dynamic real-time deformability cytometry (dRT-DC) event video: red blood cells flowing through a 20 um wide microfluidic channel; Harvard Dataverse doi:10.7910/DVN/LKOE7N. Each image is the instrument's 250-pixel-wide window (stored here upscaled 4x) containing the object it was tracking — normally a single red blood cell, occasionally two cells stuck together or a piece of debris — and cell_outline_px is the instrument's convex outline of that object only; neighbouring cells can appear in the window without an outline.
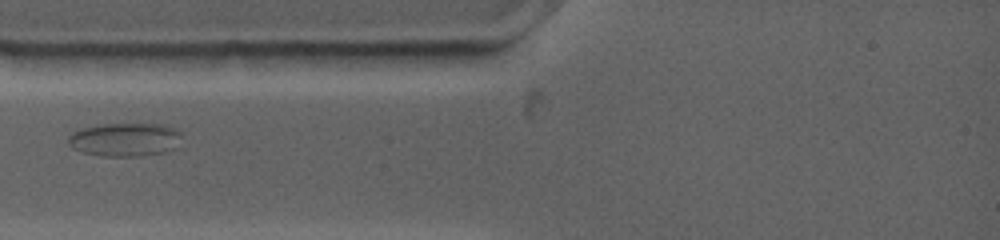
{"species": "common noctule bat (a hibernating species)", "species_latin": "Nyctalus noctula", "temperature_condition": "warm", "stored_images_in_passage": 18, "camera_frame_rate_fps": 4500, "um_per_image_px": 0.085, "animal": {"sex": "female", "body_mass_g": 19.0, "forearm_length_mm": 53.3}, "frame": {"image": 1, "passage_image": 1, "time_ms": 0.0, "image_size_px": [1000, 240], "cell_outline_px": [[180, 136], [176, 148], [164, 152], [140, 156], [100, 156], [80, 152], [72, 148], [68, 144], [68, 136], [72, 132], [80, 128], [96, 124], [164, 124], [176, 128], [180, 132]], "centroid_in_image_um": [10.58, 11.86], "position_along_channel_um": 74.4, "area_um2": 22.48}}
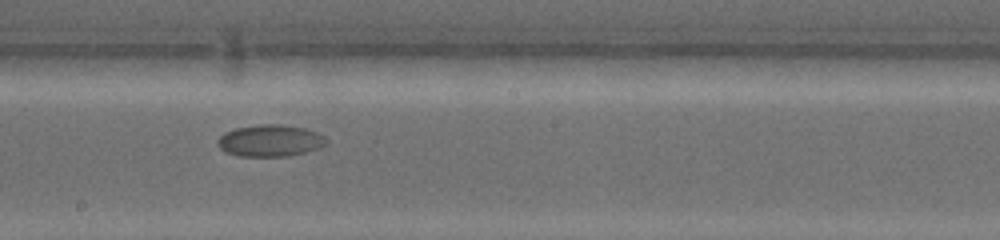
{"frame": {"image": 2, "passage_image": 12, "time_ms": 4.667, "image_size_px": [1000, 240], "cell_outline_px": [[328, 144], [320, 148], [288, 156], [236, 156], [224, 152], [216, 144], [216, 140], [224, 132], [236, 128], [260, 124], [284, 124], [308, 128], [324, 136], [328, 140]], "centroid_in_image_um": [22.96, 11.95], "position_along_channel_um": 225.2, "area_um2": 20.52}}
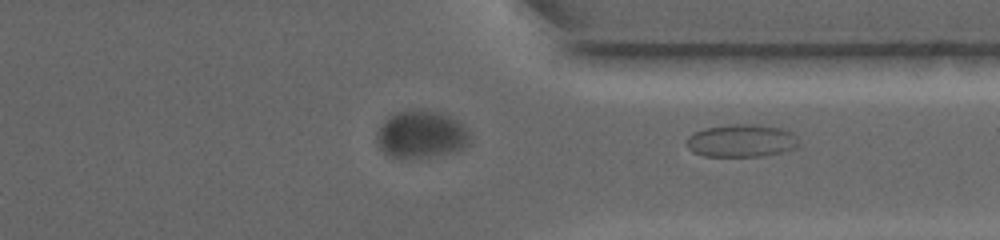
{"frame": {"image": 3, "passage_image": 18, "time_ms": 8.444, "image_size_px": [1000, 240], "cell_outline_px": [[800, 144], [796, 148], [780, 152], [760, 156], [704, 156], [692, 152], [688, 148], [684, 140], [692, 132], [704, 128], [728, 124], [756, 124], [784, 128], [792, 132], [796, 136]], "centroid_in_image_um": [62.99, 11.94], "position_along_channel_um": 348.4, "area_um2": 21.79}}